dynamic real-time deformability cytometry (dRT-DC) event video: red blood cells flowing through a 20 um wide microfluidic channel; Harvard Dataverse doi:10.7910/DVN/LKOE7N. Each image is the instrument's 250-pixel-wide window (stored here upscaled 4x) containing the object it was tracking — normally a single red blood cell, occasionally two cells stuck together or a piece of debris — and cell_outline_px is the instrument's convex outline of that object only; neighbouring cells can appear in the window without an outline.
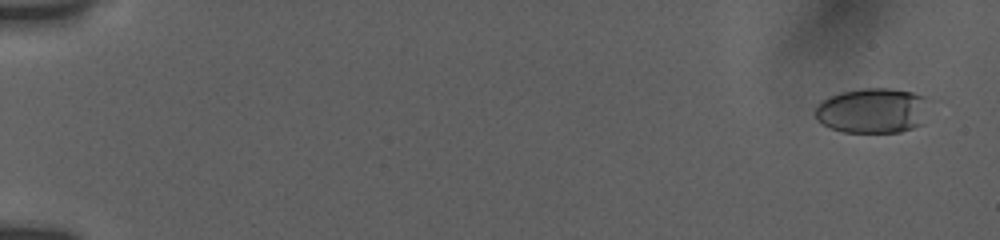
{"species": "human", "species_latin": "Homo sapiens", "temperature_condition": "room temperature", "stored_images_in_passage": 34, "camera_frame_rate_fps": 3000, "um_per_image_px": 0.085, "donor": {"sex": "female"}, "frame": {"image": 1, "passage_image": 4, "time_ms": 0.667, "image_size_px": [1000, 240], "cell_outline_px": [[924, 124], [900, 132], [844, 132], [820, 124], [816, 120], [812, 112], [820, 100], [828, 96], [840, 92], [864, 88], [888, 88], [912, 92], [924, 96]], "centroid_in_image_um": [74.06, 9.4], "position_along_channel_um": 10.9, "area_um2": 30.11}}
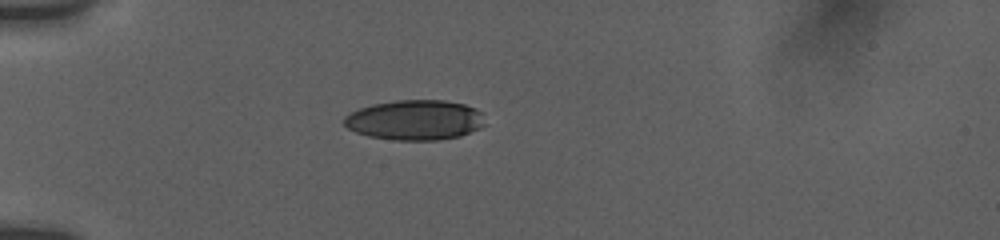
{"frame": {"image": 2, "passage_image": 25, "time_ms": 5.667, "image_size_px": [1000, 240], "cell_outline_px": [[484, 124], [480, 128], [460, 136], [436, 140], [396, 140], [368, 136], [356, 132], [348, 128], [344, 124], [344, 116], [360, 108], [372, 104], [396, 100], [444, 100], [464, 104], [476, 108], [484, 112]], "centroid_in_image_um": [35.3, 10.19], "position_along_channel_um": 49.7, "area_um2": 33.0}}
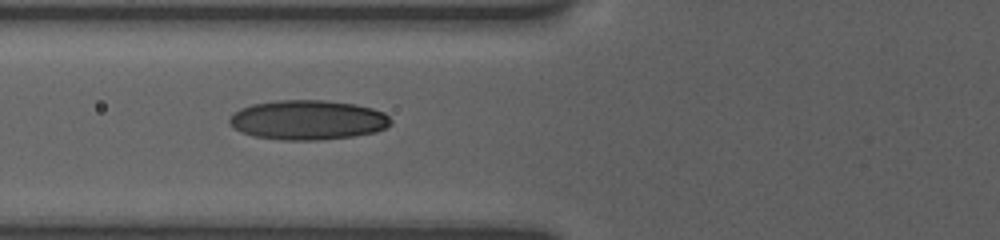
{"frame": {"image": 3, "passage_image": 33, "time_ms": 7.667, "image_size_px": [1000, 240], "cell_outline_px": [[392, 124], [376, 132], [352, 136], [320, 140], [284, 140], [256, 136], [240, 132], [228, 124], [228, 120], [240, 108], [252, 104], [276, 100], [328, 100], [356, 104], [372, 108], [384, 112], [392, 120]], "centroid_in_image_um": [26.18, 10.19], "position_along_channel_um": 99.6, "area_um2": 37.4}}